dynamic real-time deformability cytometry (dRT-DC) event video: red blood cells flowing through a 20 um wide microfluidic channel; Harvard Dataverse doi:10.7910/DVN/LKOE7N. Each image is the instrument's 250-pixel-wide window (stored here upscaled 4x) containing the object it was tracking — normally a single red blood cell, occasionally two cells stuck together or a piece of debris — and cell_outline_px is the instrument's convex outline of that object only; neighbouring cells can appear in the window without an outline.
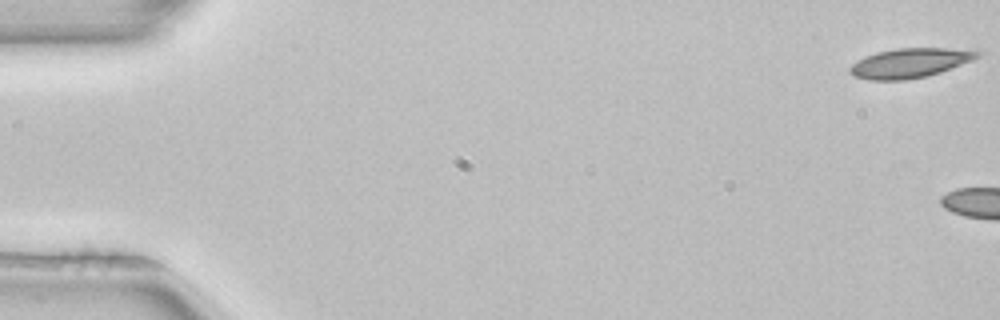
{"species": "common noctule bat (a hibernating species)", "species_latin": "Nyctalus noctula", "temperature_condition": "room temperature", "stored_images_in_passage": 6, "camera_frame_rate_fps": 3000, "um_per_image_px": 0.085, "animal": {"sex": "female", "body_mass_g": 22.7, "forearm_length_mm": 54.2}, "frame": {"image": 1, "passage_image": 1, "time_ms": 0.0, "image_size_px": [1000, 320], "cell_outline_px": [[984, 52], [980, 56], [972, 60], [940, 72], [928, 76], [904, 80], [868, 80], [852, 76], [848, 68], [856, 60], [876, 52], [896, 48], [948, 48]], "centroid_in_image_um": [77.3, 5.36], "position_along_channel_um": 7.7, "area_um2": 21.96}}